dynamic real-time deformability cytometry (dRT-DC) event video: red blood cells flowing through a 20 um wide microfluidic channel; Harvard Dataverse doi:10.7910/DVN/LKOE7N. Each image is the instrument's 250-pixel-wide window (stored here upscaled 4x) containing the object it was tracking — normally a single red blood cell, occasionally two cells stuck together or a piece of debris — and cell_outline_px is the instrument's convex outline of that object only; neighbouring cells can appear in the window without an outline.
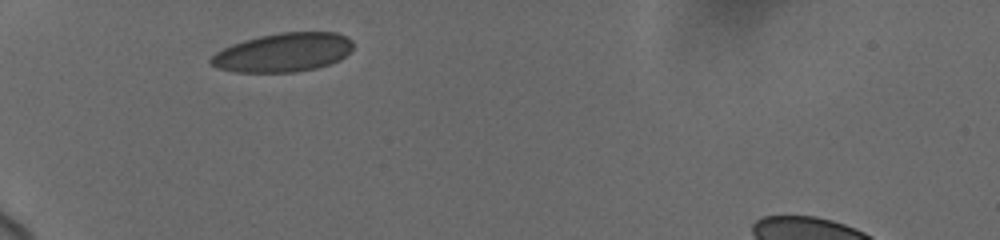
{"species": "human", "species_latin": "Homo sapiens", "temperature_condition": "cold", "stored_images_in_passage": 27, "camera_frame_rate_fps": 3000, "um_per_image_px": 0.085, "donor": {"sex": "female"}, "frame": {"image": 1, "passage_image": 1, "time_ms": 0.0, "image_size_px": [1000, 240], "cell_outline_px": [[352, 48], [340, 60], [316, 68], [296, 72], [236, 72], [216, 68], [208, 60], [216, 52], [232, 44], [244, 40], [260, 36], [280, 32], [336, 32], [348, 36], [352, 40]], "centroid_in_image_um": [24.07, 4.45], "position_along_channel_um": 60.9, "area_um2": 32.19}}
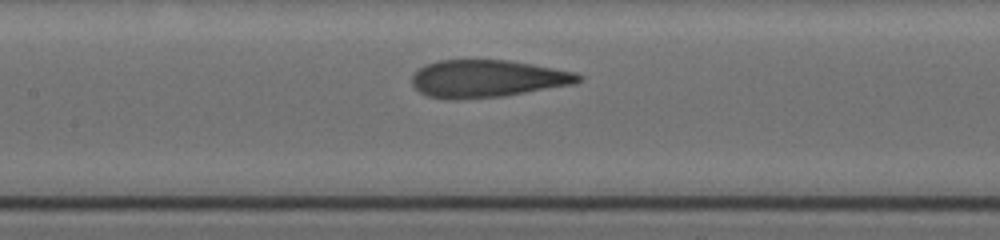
{"frame": {"image": 2, "passage_image": 12, "time_ms": 1.667, "image_size_px": [1000, 240], "cell_outline_px": [[584, 76], [580, 80], [572, 84], [504, 96], [456, 100], [452, 100], [428, 96], [420, 92], [412, 84], [412, 76], [420, 68], [436, 60], [508, 60], [532, 64], [576, 72]], "centroid_in_image_um": [41.41, 6.69], "position_along_channel_um": 166.0, "area_um2": 36.18}}
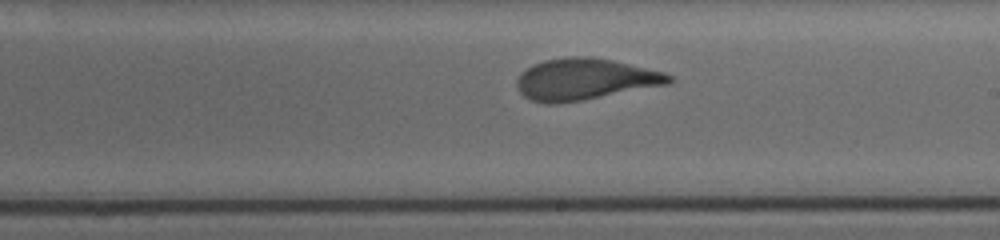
{"frame": {"image": 3, "passage_image": 26, "time_ms": 3.667, "image_size_px": [1000, 240], "cell_outline_px": [[672, 80], [668, 84], [560, 104], [544, 104], [532, 100], [524, 96], [516, 88], [516, 80], [520, 72], [544, 60], [568, 56], [588, 56], [612, 60], [664, 72], [672, 76]], "centroid_in_image_um": [49.67, 6.74], "position_along_channel_um": 239.3, "area_um2": 36.65}}